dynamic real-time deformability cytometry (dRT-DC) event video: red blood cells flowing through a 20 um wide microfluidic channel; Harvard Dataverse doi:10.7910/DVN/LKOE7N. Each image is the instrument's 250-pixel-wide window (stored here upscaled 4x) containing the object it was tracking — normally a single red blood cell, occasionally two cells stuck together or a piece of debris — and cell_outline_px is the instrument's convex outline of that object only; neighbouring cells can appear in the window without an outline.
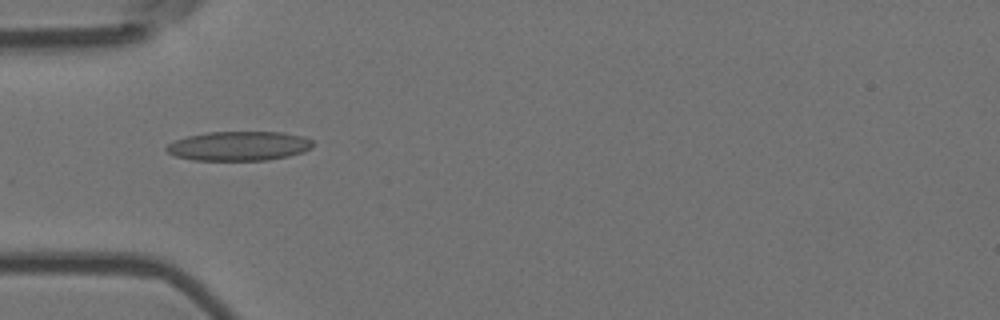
{"species": "Egyptian fruit bat (a non-hibernating species)", "species_latin": "Rousettus aegyptiacus", "temperature_condition": "room temperature", "stored_images_in_passage": 5, "camera_frame_rate_fps": 3000, "um_per_image_px": 0.085, "animal": {"sex": "female"}, "frame": {"image": 1, "passage_image": 4, "time_ms": 1.0, "image_size_px": [1000, 320], "cell_outline_px": [[312, 148], [304, 152], [288, 156], [268, 160], [192, 160], [176, 156], [168, 152], [164, 148], [168, 144], [176, 140], [188, 136], [208, 132], [284, 132], [304, 136], [312, 140]], "centroid_in_image_um": [20.33, 12.41], "position_along_channel_um": 64.7, "area_um2": 25.09}}
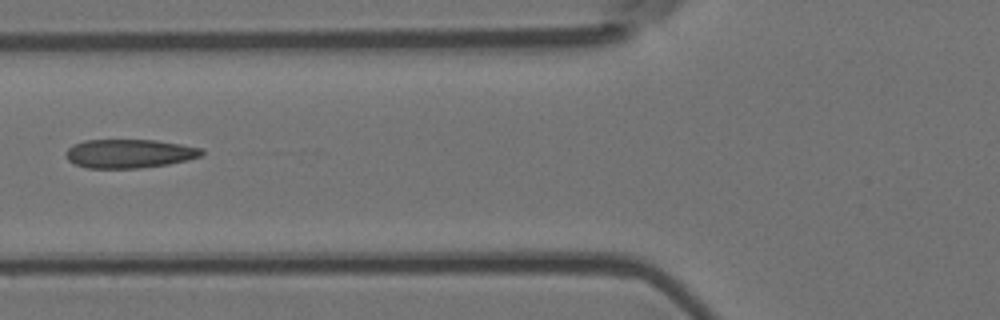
{"frame": {"image": 2, "passage_image": 5, "time_ms": 1.333, "image_size_px": [1000, 320], "cell_outline_px": [[204, 152], [200, 156], [188, 160], [168, 164], [140, 168], [88, 168], [76, 164], [68, 160], [68, 148], [72, 144], [84, 140], [156, 140], [204, 148]], "centroid_in_image_um": [11.03, 13.05], "position_along_channel_um": 114.8, "area_um2": 22.72}}